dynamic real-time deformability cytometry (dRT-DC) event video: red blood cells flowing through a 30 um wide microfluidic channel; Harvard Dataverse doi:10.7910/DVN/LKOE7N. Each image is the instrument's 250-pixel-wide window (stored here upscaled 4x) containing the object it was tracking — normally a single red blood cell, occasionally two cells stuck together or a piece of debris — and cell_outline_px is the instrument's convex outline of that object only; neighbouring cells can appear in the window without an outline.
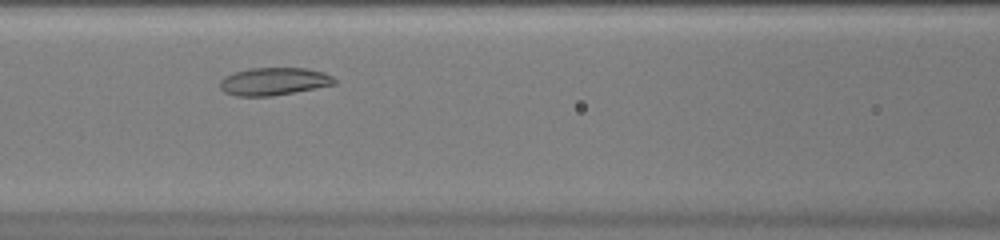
{"species": "common noctule bat (a hibernating species)", "species_latin": "Nyctalus noctula", "temperature_condition": "warm", "stored_images_in_passage": 31, "camera_frame_rate_fps": 3000, "um_per_image_px": 0.085, "animal": {"sex": "female", "body_mass_g": 20.0, "forearm_length_mm": 54.0}, "frame": {"image": 1, "passage_image": 10, "time_ms": 3.0, "image_size_px": [1000, 240], "cell_outline_px": [[336, 84], [316, 88], [272, 96], [236, 96], [224, 92], [220, 88], [220, 80], [224, 76], [248, 68], [304, 68], [324, 72], [332, 76], [336, 80]], "centroid_in_image_um": [23.27, 6.92], "position_along_channel_um": 143.3, "area_um2": 18.5}}
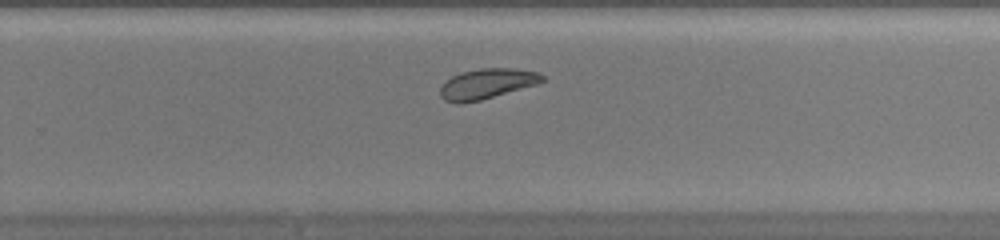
{"frame": {"image": 2, "passage_image": 21, "time_ms": 6.667, "image_size_px": [1000, 240], "cell_outline_px": [[544, 80], [536, 84], [480, 100], [460, 104], [456, 104], [444, 100], [440, 96], [440, 88], [452, 76], [460, 72], [480, 68], [512, 68], [536, 72], [544, 76]], "centroid_in_image_um": [41.34, 7.12], "position_along_channel_um": 288.5, "area_um2": 17.74}}
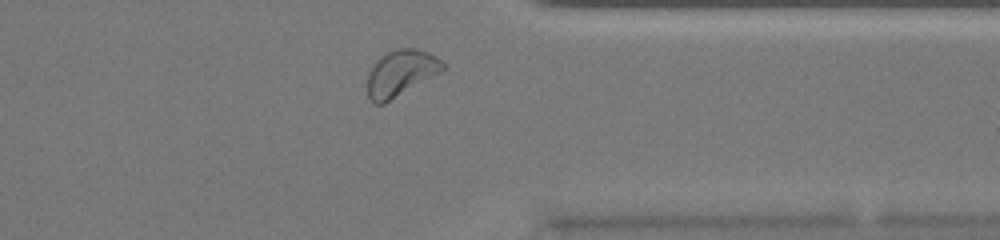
{"frame": {"image": 3, "passage_image": 28, "time_ms": 9.0, "image_size_px": [1000, 240], "cell_outline_px": [[444, 68], [440, 72], [384, 104], [376, 104], [368, 96], [368, 72], [372, 64], [380, 56], [396, 48], [416, 48], [428, 52], [436, 56], [444, 64]], "centroid_in_image_um": [34.04, 6.19], "position_along_channel_um": 377.4, "area_um2": 20.11}, "authors_computed_cell_mechanics": {"area_um2": 18.2648, "velocity_mm_per_s": 3.9708, "shape_relaxation_time_tau1_ms": null, "shape_relaxation_time_tau2_ms": 7.4447, "deformation_change_tau1": null, "deformation_change_tau2": 0.1157}}